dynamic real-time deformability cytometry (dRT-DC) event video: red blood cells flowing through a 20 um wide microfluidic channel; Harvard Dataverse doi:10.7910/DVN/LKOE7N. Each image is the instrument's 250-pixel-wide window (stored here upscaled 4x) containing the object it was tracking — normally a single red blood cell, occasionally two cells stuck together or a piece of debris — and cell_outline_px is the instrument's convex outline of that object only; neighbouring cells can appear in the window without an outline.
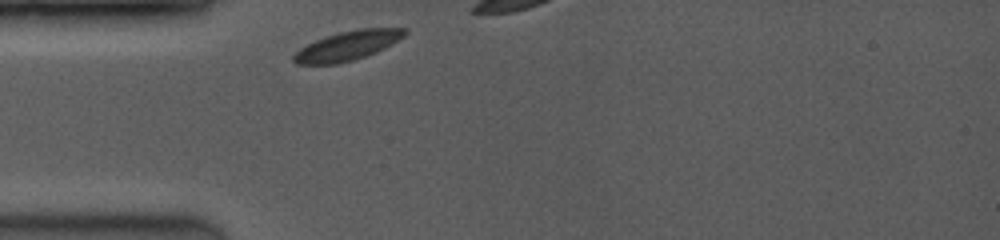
{"species": "common noctule bat (a hibernating species)", "species_latin": "Nyctalus noctula", "temperature_condition": "room temperature", "stored_images_in_passage": 6, "camera_frame_rate_fps": 3500, "um_per_image_px": 0.085, "animal": {"sex": "female", "body_mass_g": 19.0, "forearm_length_mm": 53.3}, "frame": {"image": 1, "passage_image": 1, "time_ms": 0.0, "image_size_px": [1000, 240], "cell_outline_px": [[408, 32], [404, 36], [392, 44], [376, 52], [352, 60], [336, 64], [296, 64], [292, 60], [292, 56], [300, 48], [324, 36], [340, 32], [360, 28], [408, 28]], "centroid_in_image_um": [29.54, 3.87], "position_along_channel_um": 55.5, "area_um2": 18.9}}